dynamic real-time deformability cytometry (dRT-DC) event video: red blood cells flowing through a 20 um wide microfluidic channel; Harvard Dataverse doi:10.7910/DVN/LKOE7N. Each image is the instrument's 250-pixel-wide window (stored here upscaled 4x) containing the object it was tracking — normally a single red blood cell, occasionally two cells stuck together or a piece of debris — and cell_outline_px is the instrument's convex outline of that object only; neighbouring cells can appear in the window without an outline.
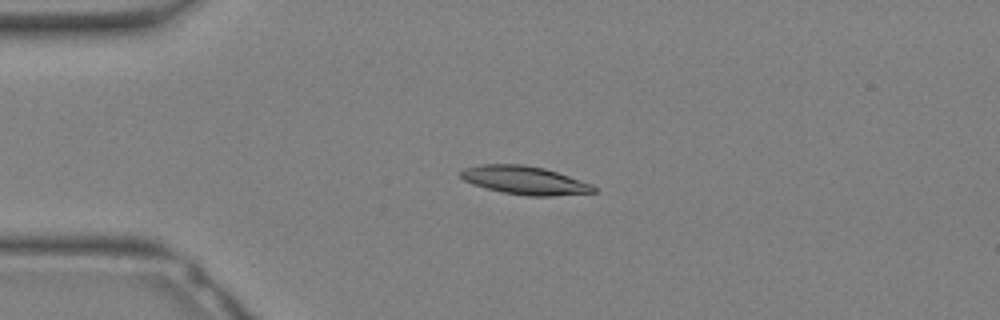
{"species": "Egyptian fruit bat (a non-hibernating species)", "species_latin": "Rousettus aegyptiacus", "temperature_condition": "warm", "stored_images_in_passage": 17, "camera_frame_rate_fps": 3000, "um_per_image_px": 0.085, "animal": {"sex": "female"}, "frame": {"image": 1, "passage_image": 7, "time_ms": 2.0, "image_size_px": [1000, 320], "cell_outline_px": [[596, 192], [552, 196], [528, 196], [504, 192], [472, 184], [464, 180], [460, 176], [460, 172], [464, 168], [480, 164], [524, 164], [544, 168], [592, 184], [596, 188]], "centroid_in_image_um": [44.59, 15.32], "position_along_channel_um": 40.4, "area_um2": 21.79}}
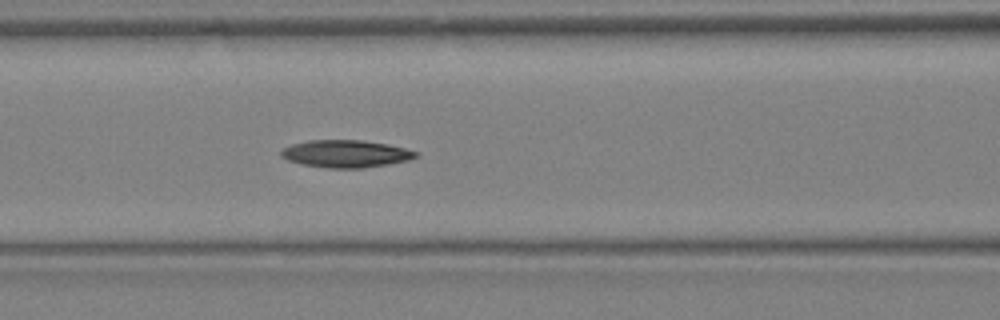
{"frame": {"image": 2, "passage_image": 13, "time_ms": 4.0, "image_size_px": [1000, 320], "cell_outline_px": [[420, 152], [416, 156], [408, 160], [388, 164], [364, 168], [328, 168], [304, 164], [288, 160], [280, 156], [280, 152], [284, 148], [292, 144], [308, 140], [364, 140], [388, 144]], "centroid_in_image_um": [29.4, 13.06], "position_along_channel_um": 137.2, "area_um2": 21.44}}
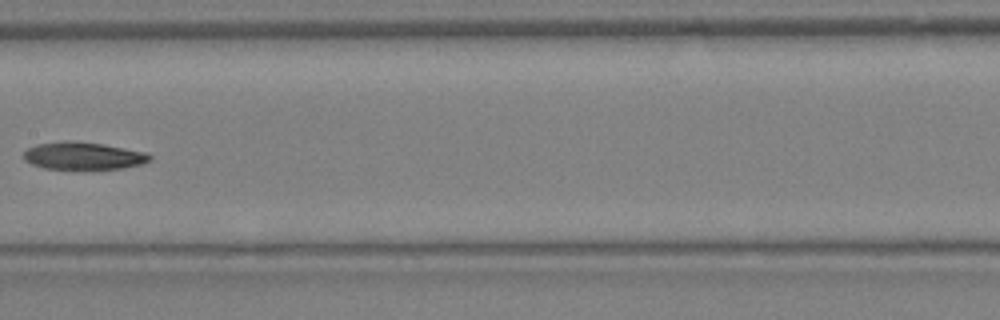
{"frame": {"image": 3, "passage_image": 16, "time_ms": 5.0, "image_size_px": [1000, 320], "cell_outline_px": [[152, 160], [140, 164], [124, 168], [44, 168], [32, 164], [24, 160], [24, 152], [28, 148], [36, 144], [64, 140], [72, 140], [104, 144], [148, 152], [152, 156]], "centroid_in_image_um": [7.1, 13.22], "position_along_channel_um": 200.3, "area_um2": 20.17}}